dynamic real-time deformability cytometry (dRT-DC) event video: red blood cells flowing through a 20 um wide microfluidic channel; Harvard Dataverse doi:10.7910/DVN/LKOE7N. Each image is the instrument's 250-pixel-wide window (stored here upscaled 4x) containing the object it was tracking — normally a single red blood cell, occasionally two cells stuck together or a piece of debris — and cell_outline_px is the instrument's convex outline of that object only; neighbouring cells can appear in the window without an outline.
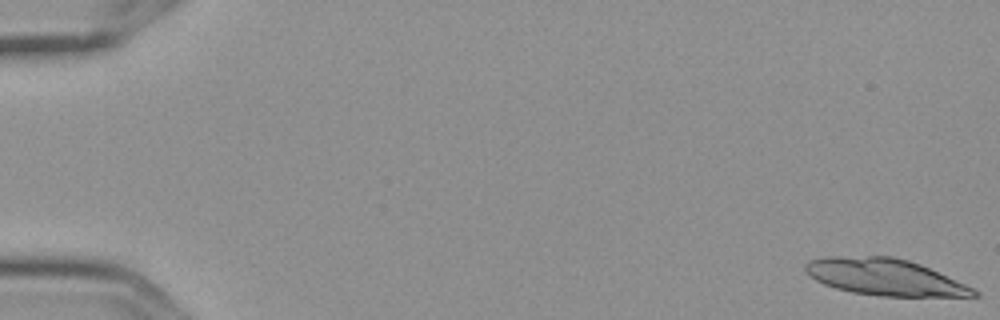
{"species": "Egyptian fruit bat (a non-hibernating species)", "species_latin": "Rousettus aegyptiacus", "temperature_condition": "cold", "stored_images_in_passage": 5, "camera_frame_rate_fps": 3000, "um_per_image_px": 0.085, "frame": {"image": 1, "passage_image": 1, "time_ms": 0.0, "image_size_px": [1000, 320], "cell_outline_px": [[980, 296], [880, 296], [852, 292], [836, 288], [824, 284], [816, 280], [804, 268], [804, 264], [808, 260], [828, 256], [892, 256], [908, 260], [920, 264], [964, 284], [980, 292]], "centroid_in_image_um": [75.18, 23.54], "position_along_channel_um": 9.8, "area_um2": 35.55}}